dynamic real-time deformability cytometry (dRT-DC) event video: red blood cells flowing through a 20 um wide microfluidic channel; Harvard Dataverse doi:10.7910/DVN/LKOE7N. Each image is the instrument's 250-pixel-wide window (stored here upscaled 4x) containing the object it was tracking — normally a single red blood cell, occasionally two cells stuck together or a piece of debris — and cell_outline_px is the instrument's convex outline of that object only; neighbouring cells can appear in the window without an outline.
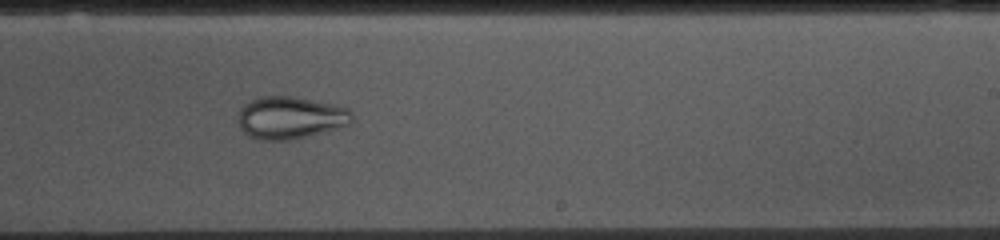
{"species": "common noctule bat (a hibernating species)", "species_latin": "Nyctalus noctula", "temperature_condition": "cold", "stored_images_in_passage": 53, "camera_frame_rate_fps": 3000, "um_per_image_px": 0.085, "animal": {"sex": "female", "body_mass_g": 10.0, "forearm_length_mm": 53.1}, "frame": {"image": 1, "passage_image": 31, "time_ms": 10.0, "image_size_px": [1000, 240], "cell_outline_px": [[352, 120], [348, 124], [336, 128], [308, 136], [292, 140], [260, 140], [248, 136], [240, 128], [240, 108], [244, 104], [260, 96], [296, 96], [336, 104], [348, 108], [352, 112]], "centroid_in_image_um": [24.69, 9.99], "position_along_channel_um": 264.3, "area_um2": 28.21}}
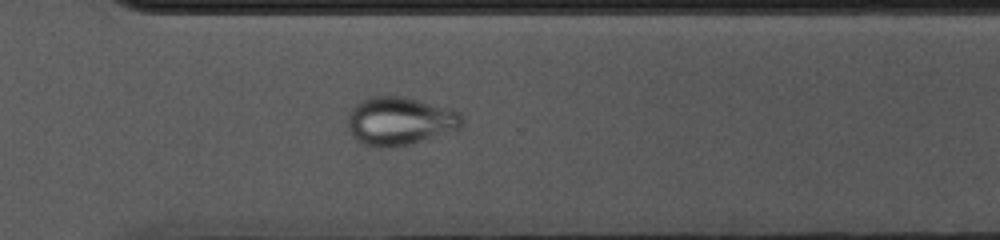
{"frame": {"image": 2, "passage_image": 37, "time_ms": 12.0, "image_size_px": [1000, 240], "cell_outline_px": [[464, 124], [460, 128], [408, 144], [360, 144], [352, 136], [348, 128], [348, 116], [352, 108], [360, 100], [372, 96], [400, 96], [452, 108], [460, 112]], "centroid_in_image_um": [33.99, 10.23], "position_along_channel_um": 336.6, "area_um2": 31.33}}
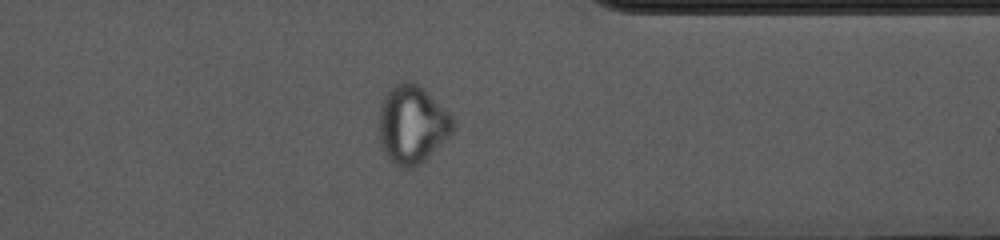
{"frame": {"image": 3, "passage_image": 41, "time_ms": 13.333, "image_size_px": [1000, 240], "cell_outline_px": [[456, 128], [420, 164], [412, 168], [404, 168], [396, 164], [384, 152], [380, 144], [380, 108], [384, 96], [396, 84], [404, 80], [408, 80], [424, 88], [456, 120]], "centroid_in_image_um": [35.06, 10.56], "position_along_channel_um": 376.3, "area_um2": 33.29}}